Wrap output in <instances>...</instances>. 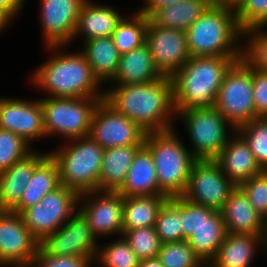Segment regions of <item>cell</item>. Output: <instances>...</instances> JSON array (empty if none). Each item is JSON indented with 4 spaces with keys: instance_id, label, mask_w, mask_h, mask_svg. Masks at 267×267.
<instances>
[{
    "instance_id": "1",
    "label": "cell",
    "mask_w": 267,
    "mask_h": 267,
    "mask_svg": "<svg viewBox=\"0 0 267 267\" xmlns=\"http://www.w3.org/2000/svg\"><path fill=\"white\" fill-rule=\"evenodd\" d=\"M114 88L106 89L104 100L146 133L173 129L170 122L176 113L172 77Z\"/></svg>"
},
{
    "instance_id": "2",
    "label": "cell",
    "mask_w": 267,
    "mask_h": 267,
    "mask_svg": "<svg viewBox=\"0 0 267 267\" xmlns=\"http://www.w3.org/2000/svg\"><path fill=\"white\" fill-rule=\"evenodd\" d=\"M243 56L191 57L173 76L175 113L211 108L231 66Z\"/></svg>"
},
{
    "instance_id": "3",
    "label": "cell",
    "mask_w": 267,
    "mask_h": 267,
    "mask_svg": "<svg viewBox=\"0 0 267 267\" xmlns=\"http://www.w3.org/2000/svg\"><path fill=\"white\" fill-rule=\"evenodd\" d=\"M185 33L191 57L244 55V48L237 47L239 38L245 37L235 9L217 0Z\"/></svg>"
},
{
    "instance_id": "4",
    "label": "cell",
    "mask_w": 267,
    "mask_h": 267,
    "mask_svg": "<svg viewBox=\"0 0 267 267\" xmlns=\"http://www.w3.org/2000/svg\"><path fill=\"white\" fill-rule=\"evenodd\" d=\"M55 55L35 71L32 80L42 91L47 90L49 97H105V91L99 92L101 83L80 52Z\"/></svg>"
},
{
    "instance_id": "5",
    "label": "cell",
    "mask_w": 267,
    "mask_h": 267,
    "mask_svg": "<svg viewBox=\"0 0 267 267\" xmlns=\"http://www.w3.org/2000/svg\"><path fill=\"white\" fill-rule=\"evenodd\" d=\"M144 145L152 153L159 190L168 198L183 196L197 161L191 151L184 147L173 129L146 133Z\"/></svg>"
},
{
    "instance_id": "6",
    "label": "cell",
    "mask_w": 267,
    "mask_h": 267,
    "mask_svg": "<svg viewBox=\"0 0 267 267\" xmlns=\"http://www.w3.org/2000/svg\"><path fill=\"white\" fill-rule=\"evenodd\" d=\"M49 155L57 163L61 185L82 194L99 190V178L105 149L89 136L68 140Z\"/></svg>"
},
{
    "instance_id": "7",
    "label": "cell",
    "mask_w": 267,
    "mask_h": 267,
    "mask_svg": "<svg viewBox=\"0 0 267 267\" xmlns=\"http://www.w3.org/2000/svg\"><path fill=\"white\" fill-rule=\"evenodd\" d=\"M104 97L40 99L46 137L61 135L67 140L89 135L94 112Z\"/></svg>"
},
{
    "instance_id": "8",
    "label": "cell",
    "mask_w": 267,
    "mask_h": 267,
    "mask_svg": "<svg viewBox=\"0 0 267 267\" xmlns=\"http://www.w3.org/2000/svg\"><path fill=\"white\" fill-rule=\"evenodd\" d=\"M214 107L235 128L259 117L253 101V66L244 57L227 71Z\"/></svg>"
},
{
    "instance_id": "9",
    "label": "cell",
    "mask_w": 267,
    "mask_h": 267,
    "mask_svg": "<svg viewBox=\"0 0 267 267\" xmlns=\"http://www.w3.org/2000/svg\"><path fill=\"white\" fill-rule=\"evenodd\" d=\"M177 113L185 123L194 146L191 153L197 160H215L230 139L226 126L236 129L215 107Z\"/></svg>"
},
{
    "instance_id": "10",
    "label": "cell",
    "mask_w": 267,
    "mask_h": 267,
    "mask_svg": "<svg viewBox=\"0 0 267 267\" xmlns=\"http://www.w3.org/2000/svg\"><path fill=\"white\" fill-rule=\"evenodd\" d=\"M79 197L80 194L75 190L61 185L20 215L31 234L41 242L77 211L76 204L79 205Z\"/></svg>"
},
{
    "instance_id": "11",
    "label": "cell",
    "mask_w": 267,
    "mask_h": 267,
    "mask_svg": "<svg viewBox=\"0 0 267 267\" xmlns=\"http://www.w3.org/2000/svg\"><path fill=\"white\" fill-rule=\"evenodd\" d=\"M236 185L224 174L215 160H197L191 170L183 197L221 211Z\"/></svg>"
},
{
    "instance_id": "12",
    "label": "cell",
    "mask_w": 267,
    "mask_h": 267,
    "mask_svg": "<svg viewBox=\"0 0 267 267\" xmlns=\"http://www.w3.org/2000/svg\"><path fill=\"white\" fill-rule=\"evenodd\" d=\"M146 132L134 121L117 112L104 99L97 106L89 137L103 149L119 146H143Z\"/></svg>"
},
{
    "instance_id": "13",
    "label": "cell",
    "mask_w": 267,
    "mask_h": 267,
    "mask_svg": "<svg viewBox=\"0 0 267 267\" xmlns=\"http://www.w3.org/2000/svg\"><path fill=\"white\" fill-rule=\"evenodd\" d=\"M96 244V236L87 219L77 210L53 234L46 236L39 247L48 255L84 256L96 260L99 249Z\"/></svg>"
},
{
    "instance_id": "14",
    "label": "cell",
    "mask_w": 267,
    "mask_h": 267,
    "mask_svg": "<svg viewBox=\"0 0 267 267\" xmlns=\"http://www.w3.org/2000/svg\"><path fill=\"white\" fill-rule=\"evenodd\" d=\"M40 242L31 234L22 216L0 210V264L30 267Z\"/></svg>"
},
{
    "instance_id": "15",
    "label": "cell",
    "mask_w": 267,
    "mask_h": 267,
    "mask_svg": "<svg viewBox=\"0 0 267 267\" xmlns=\"http://www.w3.org/2000/svg\"><path fill=\"white\" fill-rule=\"evenodd\" d=\"M145 43L162 76L172 77L191 58L185 31L157 26L150 19Z\"/></svg>"
},
{
    "instance_id": "16",
    "label": "cell",
    "mask_w": 267,
    "mask_h": 267,
    "mask_svg": "<svg viewBox=\"0 0 267 267\" xmlns=\"http://www.w3.org/2000/svg\"><path fill=\"white\" fill-rule=\"evenodd\" d=\"M80 200L83 203L78 210L87 219L95 236L123 235V195L118 191L96 190L80 194Z\"/></svg>"
},
{
    "instance_id": "17",
    "label": "cell",
    "mask_w": 267,
    "mask_h": 267,
    "mask_svg": "<svg viewBox=\"0 0 267 267\" xmlns=\"http://www.w3.org/2000/svg\"><path fill=\"white\" fill-rule=\"evenodd\" d=\"M43 37L47 48L61 49L73 39L85 0H40Z\"/></svg>"
},
{
    "instance_id": "18",
    "label": "cell",
    "mask_w": 267,
    "mask_h": 267,
    "mask_svg": "<svg viewBox=\"0 0 267 267\" xmlns=\"http://www.w3.org/2000/svg\"><path fill=\"white\" fill-rule=\"evenodd\" d=\"M0 128L31 140L45 137L43 109L40 99L24 101L22 99L0 98Z\"/></svg>"
},
{
    "instance_id": "19",
    "label": "cell",
    "mask_w": 267,
    "mask_h": 267,
    "mask_svg": "<svg viewBox=\"0 0 267 267\" xmlns=\"http://www.w3.org/2000/svg\"><path fill=\"white\" fill-rule=\"evenodd\" d=\"M221 214L227 233L265 236L266 220L253 208L239 186L229 195Z\"/></svg>"
},
{
    "instance_id": "20",
    "label": "cell",
    "mask_w": 267,
    "mask_h": 267,
    "mask_svg": "<svg viewBox=\"0 0 267 267\" xmlns=\"http://www.w3.org/2000/svg\"><path fill=\"white\" fill-rule=\"evenodd\" d=\"M49 155L31 152L24 159L0 172V210H12L21 200L34 169Z\"/></svg>"
},
{
    "instance_id": "21",
    "label": "cell",
    "mask_w": 267,
    "mask_h": 267,
    "mask_svg": "<svg viewBox=\"0 0 267 267\" xmlns=\"http://www.w3.org/2000/svg\"><path fill=\"white\" fill-rule=\"evenodd\" d=\"M215 161L236 186L262 171L247 142L238 132L233 139H229Z\"/></svg>"
},
{
    "instance_id": "22",
    "label": "cell",
    "mask_w": 267,
    "mask_h": 267,
    "mask_svg": "<svg viewBox=\"0 0 267 267\" xmlns=\"http://www.w3.org/2000/svg\"><path fill=\"white\" fill-rule=\"evenodd\" d=\"M227 234L221 211L202 206V223L187 242L196 255L208 266L215 258Z\"/></svg>"
},
{
    "instance_id": "23",
    "label": "cell",
    "mask_w": 267,
    "mask_h": 267,
    "mask_svg": "<svg viewBox=\"0 0 267 267\" xmlns=\"http://www.w3.org/2000/svg\"><path fill=\"white\" fill-rule=\"evenodd\" d=\"M118 192L124 197L164 195L158 187L152 153L145 145L136 152L126 181Z\"/></svg>"
},
{
    "instance_id": "24",
    "label": "cell",
    "mask_w": 267,
    "mask_h": 267,
    "mask_svg": "<svg viewBox=\"0 0 267 267\" xmlns=\"http://www.w3.org/2000/svg\"><path fill=\"white\" fill-rule=\"evenodd\" d=\"M122 19L123 16L110 6L94 4L91 0H85L80 8L73 38L81 33L84 34L83 42L90 39L110 37Z\"/></svg>"
},
{
    "instance_id": "25",
    "label": "cell",
    "mask_w": 267,
    "mask_h": 267,
    "mask_svg": "<svg viewBox=\"0 0 267 267\" xmlns=\"http://www.w3.org/2000/svg\"><path fill=\"white\" fill-rule=\"evenodd\" d=\"M162 75L154 65L147 44L120 56L117 72L112 79L114 85L139 84L156 81Z\"/></svg>"
},
{
    "instance_id": "26",
    "label": "cell",
    "mask_w": 267,
    "mask_h": 267,
    "mask_svg": "<svg viewBox=\"0 0 267 267\" xmlns=\"http://www.w3.org/2000/svg\"><path fill=\"white\" fill-rule=\"evenodd\" d=\"M61 186L57 163L48 155L33 171L20 202L11 210L21 214L25 209L40 202L46 194Z\"/></svg>"
},
{
    "instance_id": "27",
    "label": "cell",
    "mask_w": 267,
    "mask_h": 267,
    "mask_svg": "<svg viewBox=\"0 0 267 267\" xmlns=\"http://www.w3.org/2000/svg\"><path fill=\"white\" fill-rule=\"evenodd\" d=\"M142 146H119L104 151L99 191H118L126 181L136 152Z\"/></svg>"
},
{
    "instance_id": "28",
    "label": "cell",
    "mask_w": 267,
    "mask_h": 267,
    "mask_svg": "<svg viewBox=\"0 0 267 267\" xmlns=\"http://www.w3.org/2000/svg\"><path fill=\"white\" fill-rule=\"evenodd\" d=\"M259 244L264 246L263 236L227 233L215 258L208 266L249 267L256 248L260 247Z\"/></svg>"
},
{
    "instance_id": "29",
    "label": "cell",
    "mask_w": 267,
    "mask_h": 267,
    "mask_svg": "<svg viewBox=\"0 0 267 267\" xmlns=\"http://www.w3.org/2000/svg\"><path fill=\"white\" fill-rule=\"evenodd\" d=\"M83 44L84 49L80 53L88 61L94 76L100 83L111 82L117 72L121 56L112 37L90 39Z\"/></svg>"
},
{
    "instance_id": "30",
    "label": "cell",
    "mask_w": 267,
    "mask_h": 267,
    "mask_svg": "<svg viewBox=\"0 0 267 267\" xmlns=\"http://www.w3.org/2000/svg\"><path fill=\"white\" fill-rule=\"evenodd\" d=\"M215 0H183L156 11L149 19L157 26L187 31Z\"/></svg>"
},
{
    "instance_id": "31",
    "label": "cell",
    "mask_w": 267,
    "mask_h": 267,
    "mask_svg": "<svg viewBox=\"0 0 267 267\" xmlns=\"http://www.w3.org/2000/svg\"><path fill=\"white\" fill-rule=\"evenodd\" d=\"M165 195L124 197L123 233L127 230L155 226Z\"/></svg>"
},
{
    "instance_id": "32",
    "label": "cell",
    "mask_w": 267,
    "mask_h": 267,
    "mask_svg": "<svg viewBox=\"0 0 267 267\" xmlns=\"http://www.w3.org/2000/svg\"><path fill=\"white\" fill-rule=\"evenodd\" d=\"M148 21L149 18L136 12L130 20L123 17L119 22L111 37L121 55L145 44Z\"/></svg>"
},
{
    "instance_id": "33",
    "label": "cell",
    "mask_w": 267,
    "mask_h": 267,
    "mask_svg": "<svg viewBox=\"0 0 267 267\" xmlns=\"http://www.w3.org/2000/svg\"><path fill=\"white\" fill-rule=\"evenodd\" d=\"M181 226V197L168 198L154 226L162 244L183 241Z\"/></svg>"
},
{
    "instance_id": "34",
    "label": "cell",
    "mask_w": 267,
    "mask_h": 267,
    "mask_svg": "<svg viewBox=\"0 0 267 267\" xmlns=\"http://www.w3.org/2000/svg\"><path fill=\"white\" fill-rule=\"evenodd\" d=\"M236 131L247 142L261 169L267 170V117H256L237 127Z\"/></svg>"
},
{
    "instance_id": "35",
    "label": "cell",
    "mask_w": 267,
    "mask_h": 267,
    "mask_svg": "<svg viewBox=\"0 0 267 267\" xmlns=\"http://www.w3.org/2000/svg\"><path fill=\"white\" fill-rule=\"evenodd\" d=\"M157 257L163 267H207L187 240L163 243Z\"/></svg>"
},
{
    "instance_id": "36",
    "label": "cell",
    "mask_w": 267,
    "mask_h": 267,
    "mask_svg": "<svg viewBox=\"0 0 267 267\" xmlns=\"http://www.w3.org/2000/svg\"><path fill=\"white\" fill-rule=\"evenodd\" d=\"M96 259L103 267H139L141 261L123 236L98 249Z\"/></svg>"
},
{
    "instance_id": "37",
    "label": "cell",
    "mask_w": 267,
    "mask_h": 267,
    "mask_svg": "<svg viewBox=\"0 0 267 267\" xmlns=\"http://www.w3.org/2000/svg\"><path fill=\"white\" fill-rule=\"evenodd\" d=\"M122 236L141 260L157 257L162 246L154 226L127 230Z\"/></svg>"
},
{
    "instance_id": "38",
    "label": "cell",
    "mask_w": 267,
    "mask_h": 267,
    "mask_svg": "<svg viewBox=\"0 0 267 267\" xmlns=\"http://www.w3.org/2000/svg\"><path fill=\"white\" fill-rule=\"evenodd\" d=\"M28 144L23 137L0 128V172L28 156L32 152Z\"/></svg>"
},
{
    "instance_id": "39",
    "label": "cell",
    "mask_w": 267,
    "mask_h": 267,
    "mask_svg": "<svg viewBox=\"0 0 267 267\" xmlns=\"http://www.w3.org/2000/svg\"><path fill=\"white\" fill-rule=\"evenodd\" d=\"M241 31L267 26V0H243L235 8Z\"/></svg>"
},
{
    "instance_id": "40",
    "label": "cell",
    "mask_w": 267,
    "mask_h": 267,
    "mask_svg": "<svg viewBox=\"0 0 267 267\" xmlns=\"http://www.w3.org/2000/svg\"><path fill=\"white\" fill-rule=\"evenodd\" d=\"M263 29V30H262ZM265 27L247 31V44L244 47L243 57L255 68L267 72V30ZM250 35V36H249Z\"/></svg>"
},
{
    "instance_id": "41",
    "label": "cell",
    "mask_w": 267,
    "mask_h": 267,
    "mask_svg": "<svg viewBox=\"0 0 267 267\" xmlns=\"http://www.w3.org/2000/svg\"><path fill=\"white\" fill-rule=\"evenodd\" d=\"M239 187L248 197L253 208L267 220V170L242 182Z\"/></svg>"
},
{
    "instance_id": "42",
    "label": "cell",
    "mask_w": 267,
    "mask_h": 267,
    "mask_svg": "<svg viewBox=\"0 0 267 267\" xmlns=\"http://www.w3.org/2000/svg\"><path fill=\"white\" fill-rule=\"evenodd\" d=\"M94 260L84 256L48 255L40 247L30 266L36 267H88Z\"/></svg>"
},
{
    "instance_id": "43",
    "label": "cell",
    "mask_w": 267,
    "mask_h": 267,
    "mask_svg": "<svg viewBox=\"0 0 267 267\" xmlns=\"http://www.w3.org/2000/svg\"><path fill=\"white\" fill-rule=\"evenodd\" d=\"M202 223V205L193 203L181 196V228L183 241L197 230Z\"/></svg>"
},
{
    "instance_id": "44",
    "label": "cell",
    "mask_w": 267,
    "mask_h": 267,
    "mask_svg": "<svg viewBox=\"0 0 267 267\" xmlns=\"http://www.w3.org/2000/svg\"><path fill=\"white\" fill-rule=\"evenodd\" d=\"M253 101L259 117H267V72L253 67Z\"/></svg>"
},
{
    "instance_id": "45",
    "label": "cell",
    "mask_w": 267,
    "mask_h": 267,
    "mask_svg": "<svg viewBox=\"0 0 267 267\" xmlns=\"http://www.w3.org/2000/svg\"><path fill=\"white\" fill-rule=\"evenodd\" d=\"M24 0H0V20L5 24L21 11Z\"/></svg>"
},
{
    "instance_id": "46",
    "label": "cell",
    "mask_w": 267,
    "mask_h": 267,
    "mask_svg": "<svg viewBox=\"0 0 267 267\" xmlns=\"http://www.w3.org/2000/svg\"><path fill=\"white\" fill-rule=\"evenodd\" d=\"M183 0H145V6L139 9L137 12L150 18L156 11L169 5L182 2Z\"/></svg>"
},
{
    "instance_id": "47",
    "label": "cell",
    "mask_w": 267,
    "mask_h": 267,
    "mask_svg": "<svg viewBox=\"0 0 267 267\" xmlns=\"http://www.w3.org/2000/svg\"><path fill=\"white\" fill-rule=\"evenodd\" d=\"M139 267H163L158 257L143 259L140 261Z\"/></svg>"
},
{
    "instance_id": "48",
    "label": "cell",
    "mask_w": 267,
    "mask_h": 267,
    "mask_svg": "<svg viewBox=\"0 0 267 267\" xmlns=\"http://www.w3.org/2000/svg\"><path fill=\"white\" fill-rule=\"evenodd\" d=\"M217 1L235 9L243 0H217Z\"/></svg>"
},
{
    "instance_id": "49",
    "label": "cell",
    "mask_w": 267,
    "mask_h": 267,
    "mask_svg": "<svg viewBox=\"0 0 267 267\" xmlns=\"http://www.w3.org/2000/svg\"><path fill=\"white\" fill-rule=\"evenodd\" d=\"M264 244H266L264 247H267V220H266V229H265V236H264ZM267 249V248H266Z\"/></svg>"
},
{
    "instance_id": "50",
    "label": "cell",
    "mask_w": 267,
    "mask_h": 267,
    "mask_svg": "<svg viewBox=\"0 0 267 267\" xmlns=\"http://www.w3.org/2000/svg\"><path fill=\"white\" fill-rule=\"evenodd\" d=\"M5 27L6 25L0 20V31H2Z\"/></svg>"
},
{
    "instance_id": "51",
    "label": "cell",
    "mask_w": 267,
    "mask_h": 267,
    "mask_svg": "<svg viewBox=\"0 0 267 267\" xmlns=\"http://www.w3.org/2000/svg\"><path fill=\"white\" fill-rule=\"evenodd\" d=\"M207 267H230V266H207ZM239 267H246V266H239Z\"/></svg>"
}]
</instances>
